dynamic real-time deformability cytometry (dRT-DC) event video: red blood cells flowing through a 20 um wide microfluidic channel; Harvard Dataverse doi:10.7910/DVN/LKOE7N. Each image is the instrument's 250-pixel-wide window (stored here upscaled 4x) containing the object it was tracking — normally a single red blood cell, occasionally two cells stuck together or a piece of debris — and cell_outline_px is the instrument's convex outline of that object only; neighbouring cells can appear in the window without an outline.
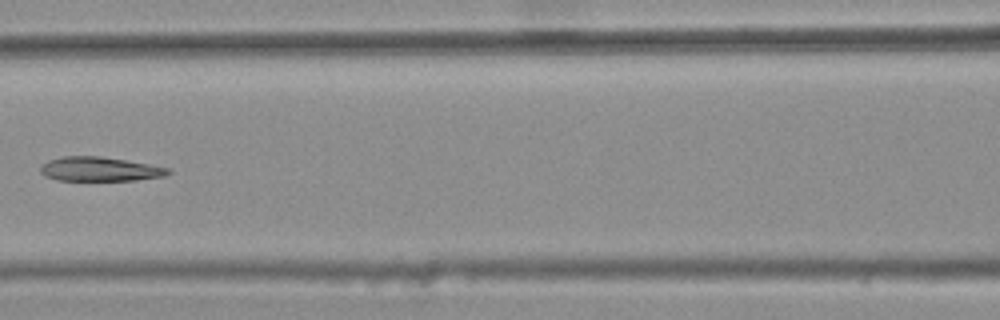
{"species": "common noctule bat (a hibernating species)", "species_latin": "Nyctalus noctula", "temperature_condition": "warm", "stored_images_in_passage": 6, "camera_frame_rate_fps": 3000, "um_per_image_px": 0.085, "animal": {"sex": "female", "body_mass_g": 25.1}, "frame": {"image": 1, "passage_image": 6, "time_ms": 1.667, "image_size_px": [1000, 320], "cell_outline_px": [[172, 172], [164, 176], [136, 180], [56, 180], [44, 176], [40, 172], [40, 164], [48, 160], [64, 156], [100, 156], [152, 164], [168, 168]], "centroid_in_image_um": [8.46, 14.37], "position_along_channel_um": 158.1, "area_um2": 18.15}}